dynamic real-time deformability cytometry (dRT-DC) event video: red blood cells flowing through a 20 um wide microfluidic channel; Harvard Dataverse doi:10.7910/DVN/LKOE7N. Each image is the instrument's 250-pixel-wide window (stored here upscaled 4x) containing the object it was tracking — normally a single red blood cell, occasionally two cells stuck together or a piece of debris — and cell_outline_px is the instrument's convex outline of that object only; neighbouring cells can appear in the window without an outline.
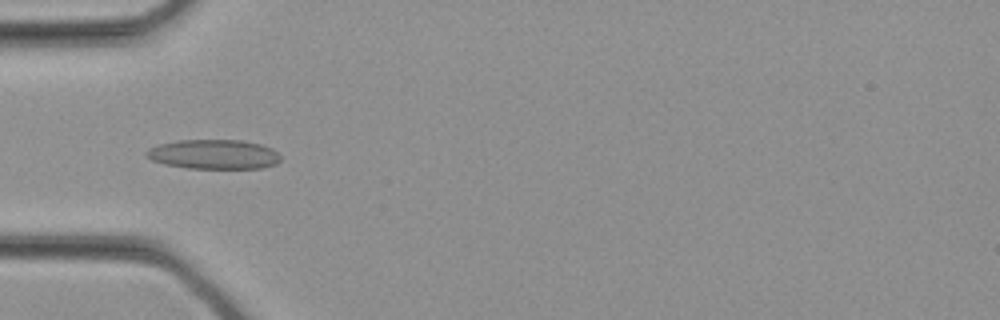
{"species": "common noctule bat (a hibernating species)", "species_latin": "Nyctalus noctula", "temperature_condition": "cold", "stored_images_in_passage": 32, "camera_frame_rate_fps": 3000, "um_per_image_px": 0.085, "animal": {"sex": "female", "body_mass_g": 21.9}, "frame": {"image": 1, "passage_image": 10, "time_ms": 3.0, "image_size_px": [1000, 320], "cell_outline_px": [[280, 160], [276, 164], [260, 168], [188, 168], [164, 164], [152, 160], [144, 156], [144, 152], [148, 148], [160, 144], [176, 140], [244, 140], [260, 144], [272, 148], [280, 156]], "centroid_in_image_um": [18.14, 13.11], "position_along_channel_um": 66.9, "area_um2": 23.18}}
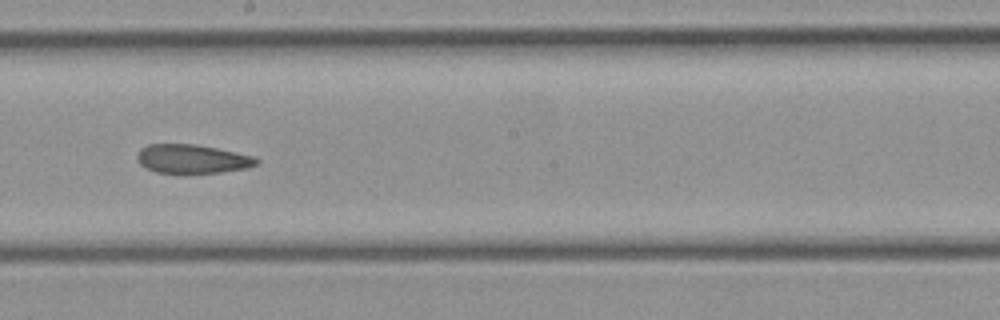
{"frame": {"image": 2, "passage_image": 18, "time_ms": 5.667, "image_size_px": [1000, 320], "cell_outline_px": [[260, 164], [248, 168], [220, 172], [184, 176], [156, 172], [140, 164], [136, 156], [140, 148], [148, 144], [196, 144], [256, 156], [260, 160]], "centroid_in_image_um": [16.37, 13.54], "position_along_channel_um": 231.8, "area_um2": 20.92}}
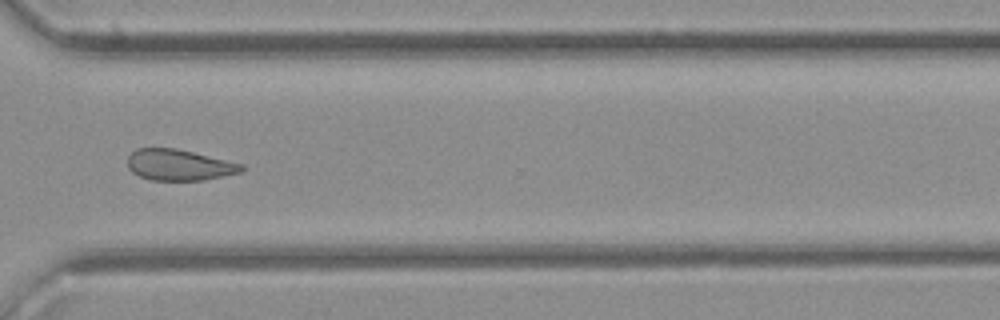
{"frame": {"image": 3, "passage_image": 24, "time_ms": 7.667, "image_size_px": [1000, 320], "cell_outline_px": [[244, 168], [240, 172], [204, 180], [152, 180], [140, 176], [132, 172], [128, 168], [128, 156], [136, 148], [176, 148], [244, 164]], "centroid_in_image_um": [15.21, 14.01], "position_along_channel_um": 355.4, "area_um2": 20.52}}